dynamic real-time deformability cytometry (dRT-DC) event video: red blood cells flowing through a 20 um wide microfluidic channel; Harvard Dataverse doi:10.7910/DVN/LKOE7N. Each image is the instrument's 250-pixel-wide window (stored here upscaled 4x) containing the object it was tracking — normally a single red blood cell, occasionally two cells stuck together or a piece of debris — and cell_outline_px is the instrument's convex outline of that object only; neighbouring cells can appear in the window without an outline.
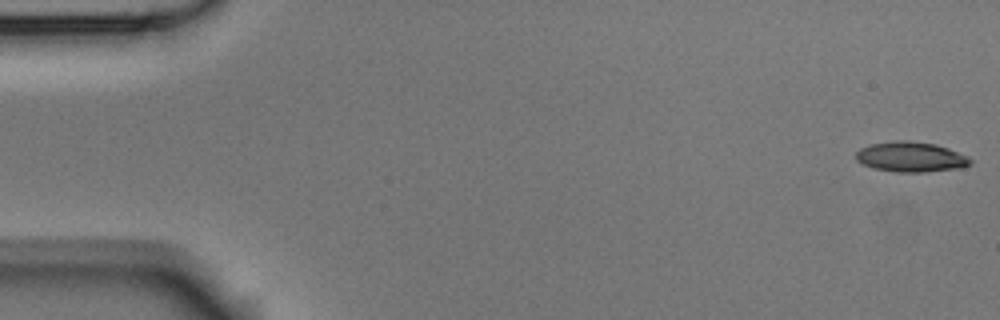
{"species": "Egyptian fruit bat (a non-hibernating species)", "species_latin": "Rousettus aegyptiacus", "temperature_condition": "room temperature", "stored_images_in_passage": 53, "camera_frame_rate_fps": 3000, "um_per_image_px": 0.085, "animal": {"sex": "male"}, "frame": {"image": 1, "passage_image": 1, "time_ms": 0.0, "image_size_px": [1000, 320], "cell_outline_px": [[972, 164], [964, 168], [924, 172], [896, 172], [876, 168], [860, 164], [856, 160], [856, 152], [860, 148], [872, 144], [896, 140], [908, 140], [936, 144], [948, 148], [968, 156], [972, 160]], "centroid_in_image_um": [77.45, 13.34], "position_along_channel_um": 7.5, "area_um2": 20.29}}
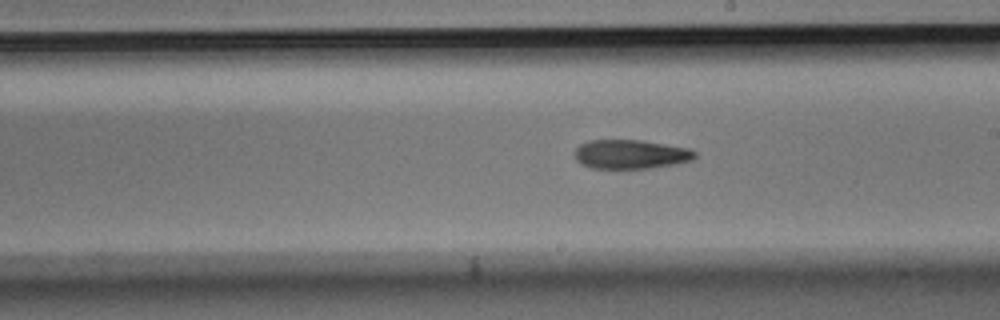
{"frame": {"image": 2, "passage_image": 30, "time_ms": 9.667, "image_size_px": [1000, 320], "cell_outline_px": [[696, 156], [692, 160], [676, 164], [648, 168], [592, 168], [580, 164], [576, 160], [576, 148], [580, 144], [588, 140], [640, 140], [688, 148], [696, 152]], "centroid_in_image_um": [53.6, 13.11], "position_along_channel_um": 235.4, "area_um2": 20.29}}
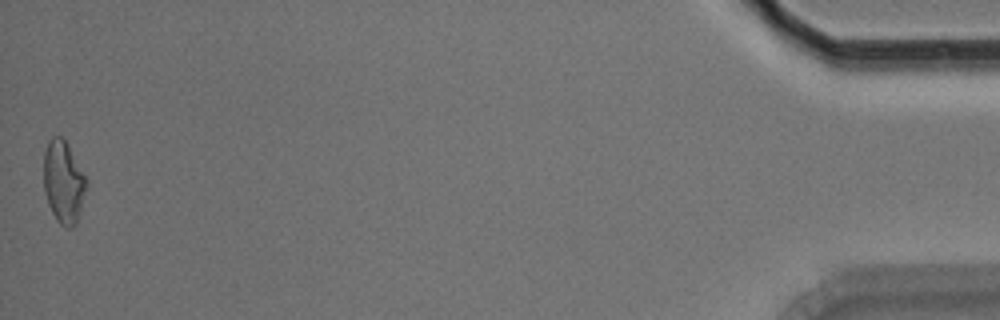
{"frame": {"image": 3, "passage_image": 53, "time_ms": 17.333, "image_size_px": [1000, 320], "cell_outline_px": [[88, 188], [76, 224], [72, 228], [64, 228], [56, 220], [48, 204], [44, 192], [44, 152], [48, 140], [52, 136], [60, 136], [64, 140], [88, 180]], "centroid_in_image_um": [5.41, 15.51], "position_along_channel_um": 429.8, "area_um2": 20.69}, "authors_computed_cell_mechanics": {"area_um2": 20.6924, "velocity_mm_per_s": 3.7763, "shape_relaxation_time_tau1_ms": 4.899, "shape_relaxation_time_tau2_ms": 8.0574, "deformation_change_tau1": 0.1408, "deformation_change_tau2": 0.1955}}